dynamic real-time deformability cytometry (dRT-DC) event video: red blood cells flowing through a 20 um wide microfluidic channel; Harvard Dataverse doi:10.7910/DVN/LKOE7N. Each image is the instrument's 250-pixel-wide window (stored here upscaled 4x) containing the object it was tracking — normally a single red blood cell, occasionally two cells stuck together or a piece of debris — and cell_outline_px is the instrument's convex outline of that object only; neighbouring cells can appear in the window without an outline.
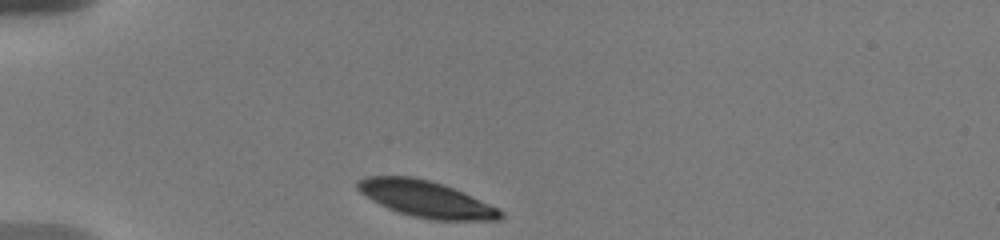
{"species": "human", "species_latin": "Homo sapiens", "temperature_condition": "warm", "stored_images_in_passage": 58, "camera_frame_rate_fps": 3000, "um_per_image_px": 0.085, "donor": {"sex": "male"}, "frame": {"image": 1, "passage_image": 1, "time_ms": 0.0, "image_size_px": [1000, 240], "cell_outline_px": [[504, 216], [500, 220], [432, 220], [412, 216], [388, 208], [372, 200], [360, 192], [356, 188], [356, 180], [368, 176], [412, 176], [444, 184], [500, 208], [504, 212]], "centroid_in_image_um": [36.23, 16.91], "position_along_channel_um": 48.8, "area_um2": 30.35}}
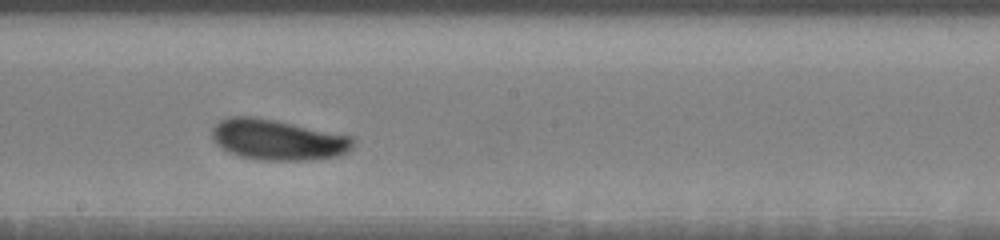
{"frame": {"image": 2, "passage_image": 29, "time_ms": 5.667, "image_size_px": [1000, 240], "cell_outline_px": [[352, 148], [348, 152], [336, 156], [312, 160], [260, 160], [240, 156], [228, 152], [216, 144], [212, 140], [212, 128], [220, 120], [228, 116], [256, 116], [276, 120], [352, 136]], "centroid_in_image_um": [23.57, 11.87], "position_along_channel_um": 224.6, "area_um2": 33.52}}
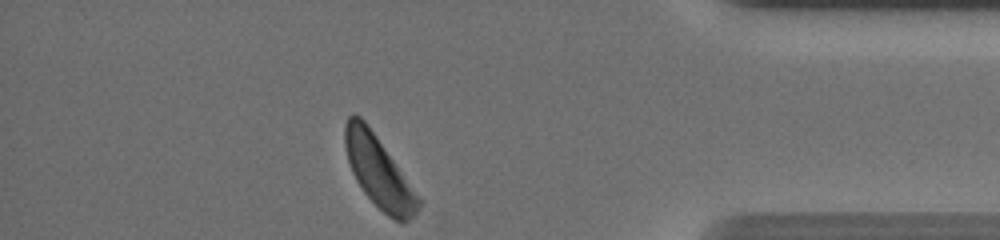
{"frame": {"image": 3, "passage_image": 58, "time_ms": 11.333, "image_size_px": [1000, 240], "cell_outline_px": [[424, 200], [416, 212], [408, 220], [400, 224], [388, 216], [364, 192], [356, 180], [352, 172], [348, 160], [344, 144], [344, 124], [348, 116], [360, 116], [364, 120]], "centroid_in_image_um": [32.23, 14.63], "position_along_channel_um": 403.0, "area_um2": 30.4}, "authors_computed_cell_mechanics": {"area_um2": 32.368, "velocity_mm_per_s": 3.6161, "shape_relaxation_time_tau1_ms": 2.5675, "shape_relaxation_time_tau2_ms": null, "deformation_change_tau1": 0.1127, "deformation_change_tau2": null}}